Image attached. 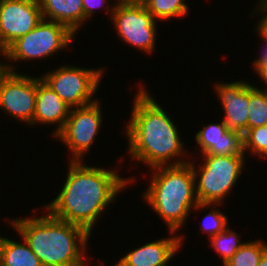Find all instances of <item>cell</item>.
<instances>
[{"label":"cell","instance_id":"cell-1","mask_svg":"<svg viewBox=\"0 0 267 266\" xmlns=\"http://www.w3.org/2000/svg\"><path fill=\"white\" fill-rule=\"evenodd\" d=\"M83 163L69 161L60 192L44 209L57 219L84 228L91 235L98 218L135 178L121 177L118 171L115 172L117 167L111 170Z\"/></svg>","mask_w":267,"mask_h":266},{"label":"cell","instance_id":"cell-2","mask_svg":"<svg viewBox=\"0 0 267 266\" xmlns=\"http://www.w3.org/2000/svg\"><path fill=\"white\" fill-rule=\"evenodd\" d=\"M143 87L140 85L134 96L131 119L124 131L128 155L149 169L189 163L177 125Z\"/></svg>","mask_w":267,"mask_h":266},{"label":"cell","instance_id":"cell-3","mask_svg":"<svg viewBox=\"0 0 267 266\" xmlns=\"http://www.w3.org/2000/svg\"><path fill=\"white\" fill-rule=\"evenodd\" d=\"M43 211L46 214L40 217L10 219L9 225L25 240L42 266H84L89 258L86 252L91 235L84 228Z\"/></svg>","mask_w":267,"mask_h":266},{"label":"cell","instance_id":"cell-4","mask_svg":"<svg viewBox=\"0 0 267 266\" xmlns=\"http://www.w3.org/2000/svg\"><path fill=\"white\" fill-rule=\"evenodd\" d=\"M150 170L152 176L142 194L143 199L166 223L167 230L177 234L198 204L192 165L160 166Z\"/></svg>","mask_w":267,"mask_h":266},{"label":"cell","instance_id":"cell-5","mask_svg":"<svg viewBox=\"0 0 267 266\" xmlns=\"http://www.w3.org/2000/svg\"><path fill=\"white\" fill-rule=\"evenodd\" d=\"M247 155L203 154V164L192 165L198 203L223 204L244 171ZM197 167V168H196ZM243 170V171H242Z\"/></svg>","mask_w":267,"mask_h":266},{"label":"cell","instance_id":"cell-6","mask_svg":"<svg viewBox=\"0 0 267 266\" xmlns=\"http://www.w3.org/2000/svg\"><path fill=\"white\" fill-rule=\"evenodd\" d=\"M74 36L76 35L66 26L42 19L33 30L13 42L1 57L5 58L6 62L8 60V71L16 72L13 63L52 57L54 53L70 46L71 41L73 43L75 39Z\"/></svg>","mask_w":267,"mask_h":266},{"label":"cell","instance_id":"cell-7","mask_svg":"<svg viewBox=\"0 0 267 266\" xmlns=\"http://www.w3.org/2000/svg\"><path fill=\"white\" fill-rule=\"evenodd\" d=\"M105 68H87L63 64L41 76L52 90L70 107L77 108L94 103Z\"/></svg>","mask_w":267,"mask_h":266},{"label":"cell","instance_id":"cell-8","mask_svg":"<svg viewBox=\"0 0 267 266\" xmlns=\"http://www.w3.org/2000/svg\"><path fill=\"white\" fill-rule=\"evenodd\" d=\"M111 21L118 38L147 54L155 52L157 21L143 3H115Z\"/></svg>","mask_w":267,"mask_h":266},{"label":"cell","instance_id":"cell-9","mask_svg":"<svg viewBox=\"0 0 267 266\" xmlns=\"http://www.w3.org/2000/svg\"><path fill=\"white\" fill-rule=\"evenodd\" d=\"M100 103L97 100L87 106L71 108L63 128L54 136L71 151L69 160L84 161L95 142L103 121Z\"/></svg>","mask_w":267,"mask_h":266},{"label":"cell","instance_id":"cell-10","mask_svg":"<svg viewBox=\"0 0 267 266\" xmlns=\"http://www.w3.org/2000/svg\"><path fill=\"white\" fill-rule=\"evenodd\" d=\"M36 78L7 71L0 80V110L8 116L31 125L35 113Z\"/></svg>","mask_w":267,"mask_h":266},{"label":"cell","instance_id":"cell-11","mask_svg":"<svg viewBox=\"0 0 267 266\" xmlns=\"http://www.w3.org/2000/svg\"><path fill=\"white\" fill-rule=\"evenodd\" d=\"M42 19L38 0H0V51L3 53Z\"/></svg>","mask_w":267,"mask_h":266},{"label":"cell","instance_id":"cell-12","mask_svg":"<svg viewBox=\"0 0 267 266\" xmlns=\"http://www.w3.org/2000/svg\"><path fill=\"white\" fill-rule=\"evenodd\" d=\"M214 90L223 109V121L230 130L242 135L248 129L249 83L243 80L216 82Z\"/></svg>","mask_w":267,"mask_h":266},{"label":"cell","instance_id":"cell-13","mask_svg":"<svg viewBox=\"0 0 267 266\" xmlns=\"http://www.w3.org/2000/svg\"><path fill=\"white\" fill-rule=\"evenodd\" d=\"M174 233L176 232L170 231L171 237L155 240L131 250L118 262L122 266H168L169 261L181 249L185 239L182 234Z\"/></svg>","mask_w":267,"mask_h":266},{"label":"cell","instance_id":"cell-14","mask_svg":"<svg viewBox=\"0 0 267 266\" xmlns=\"http://www.w3.org/2000/svg\"><path fill=\"white\" fill-rule=\"evenodd\" d=\"M201 155H245L243 135L230 130L222 120L220 123L204 126L195 135Z\"/></svg>","mask_w":267,"mask_h":266},{"label":"cell","instance_id":"cell-15","mask_svg":"<svg viewBox=\"0 0 267 266\" xmlns=\"http://www.w3.org/2000/svg\"><path fill=\"white\" fill-rule=\"evenodd\" d=\"M70 107L56 94L52 88L36 77V102L33 122L30 126L44 124L55 125L52 136L54 137L64 126L69 117Z\"/></svg>","mask_w":267,"mask_h":266},{"label":"cell","instance_id":"cell-16","mask_svg":"<svg viewBox=\"0 0 267 266\" xmlns=\"http://www.w3.org/2000/svg\"><path fill=\"white\" fill-rule=\"evenodd\" d=\"M42 18L66 26L75 35L83 28V0H38Z\"/></svg>","mask_w":267,"mask_h":266},{"label":"cell","instance_id":"cell-17","mask_svg":"<svg viewBox=\"0 0 267 266\" xmlns=\"http://www.w3.org/2000/svg\"><path fill=\"white\" fill-rule=\"evenodd\" d=\"M17 242L5 237L0 251V266H42L24 239Z\"/></svg>","mask_w":267,"mask_h":266},{"label":"cell","instance_id":"cell-18","mask_svg":"<svg viewBox=\"0 0 267 266\" xmlns=\"http://www.w3.org/2000/svg\"><path fill=\"white\" fill-rule=\"evenodd\" d=\"M143 4L156 20L163 22L184 17L190 11L185 0H145Z\"/></svg>","mask_w":267,"mask_h":266},{"label":"cell","instance_id":"cell-19","mask_svg":"<svg viewBox=\"0 0 267 266\" xmlns=\"http://www.w3.org/2000/svg\"><path fill=\"white\" fill-rule=\"evenodd\" d=\"M267 125V93L249 83L248 129Z\"/></svg>","mask_w":267,"mask_h":266},{"label":"cell","instance_id":"cell-20","mask_svg":"<svg viewBox=\"0 0 267 266\" xmlns=\"http://www.w3.org/2000/svg\"><path fill=\"white\" fill-rule=\"evenodd\" d=\"M266 250L267 242L263 240L245 242L223 266H258Z\"/></svg>","mask_w":267,"mask_h":266},{"label":"cell","instance_id":"cell-21","mask_svg":"<svg viewBox=\"0 0 267 266\" xmlns=\"http://www.w3.org/2000/svg\"><path fill=\"white\" fill-rule=\"evenodd\" d=\"M209 246L221 256L223 265L230 260L236 251L245 243L240 241L239 234L227 227L223 232L211 237Z\"/></svg>","mask_w":267,"mask_h":266},{"label":"cell","instance_id":"cell-22","mask_svg":"<svg viewBox=\"0 0 267 266\" xmlns=\"http://www.w3.org/2000/svg\"><path fill=\"white\" fill-rule=\"evenodd\" d=\"M221 204H201L198 203L192 211H200V209H208L209 212L203 216V222H200V231L208 234V241L211 237L216 236L220 232H223L227 226H229L228 217L220 211V208H216Z\"/></svg>","mask_w":267,"mask_h":266},{"label":"cell","instance_id":"cell-23","mask_svg":"<svg viewBox=\"0 0 267 266\" xmlns=\"http://www.w3.org/2000/svg\"><path fill=\"white\" fill-rule=\"evenodd\" d=\"M243 151L267 158V125L250 128L243 134Z\"/></svg>","mask_w":267,"mask_h":266},{"label":"cell","instance_id":"cell-24","mask_svg":"<svg viewBox=\"0 0 267 266\" xmlns=\"http://www.w3.org/2000/svg\"><path fill=\"white\" fill-rule=\"evenodd\" d=\"M108 1L110 0H83L84 24L88 19L93 17V15L95 14V10L98 8L102 9L104 7L106 9L107 14H110L109 18H111L110 16L113 13L114 5L112 6L111 3L109 4Z\"/></svg>","mask_w":267,"mask_h":266},{"label":"cell","instance_id":"cell-25","mask_svg":"<svg viewBox=\"0 0 267 266\" xmlns=\"http://www.w3.org/2000/svg\"><path fill=\"white\" fill-rule=\"evenodd\" d=\"M255 29L257 30V35H259L261 39H263L261 40L263 41V47H261L263 48V50H261L262 52L259 53L261 55L253 60V62H267V30L259 22L257 23Z\"/></svg>","mask_w":267,"mask_h":266},{"label":"cell","instance_id":"cell-26","mask_svg":"<svg viewBox=\"0 0 267 266\" xmlns=\"http://www.w3.org/2000/svg\"><path fill=\"white\" fill-rule=\"evenodd\" d=\"M252 67L256 74L259 76L260 80L262 79V84L267 87V62H252Z\"/></svg>","mask_w":267,"mask_h":266},{"label":"cell","instance_id":"cell-27","mask_svg":"<svg viewBox=\"0 0 267 266\" xmlns=\"http://www.w3.org/2000/svg\"><path fill=\"white\" fill-rule=\"evenodd\" d=\"M254 12H252L254 15H262L260 17V20L258 22L267 30V4L265 2L261 3L260 5H255ZM257 10V11H256Z\"/></svg>","mask_w":267,"mask_h":266},{"label":"cell","instance_id":"cell-28","mask_svg":"<svg viewBox=\"0 0 267 266\" xmlns=\"http://www.w3.org/2000/svg\"><path fill=\"white\" fill-rule=\"evenodd\" d=\"M7 71H8V68L6 66V63L0 62V80Z\"/></svg>","mask_w":267,"mask_h":266},{"label":"cell","instance_id":"cell-29","mask_svg":"<svg viewBox=\"0 0 267 266\" xmlns=\"http://www.w3.org/2000/svg\"><path fill=\"white\" fill-rule=\"evenodd\" d=\"M258 266H267V250L263 253Z\"/></svg>","mask_w":267,"mask_h":266},{"label":"cell","instance_id":"cell-30","mask_svg":"<svg viewBox=\"0 0 267 266\" xmlns=\"http://www.w3.org/2000/svg\"><path fill=\"white\" fill-rule=\"evenodd\" d=\"M145 0H118V3H144Z\"/></svg>","mask_w":267,"mask_h":266},{"label":"cell","instance_id":"cell-31","mask_svg":"<svg viewBox=\"0 0 267 266\" xmlns=\"http://www.w3.org/2000/svg\"><path fill=\"white\" fill-rule=\"evenodd\" d=\"M87 262V264H86ZM85 265L84 266H88V260L86 259ZM98 266H105V265H98ZM110 266H122L119 262L115 263L114 265H110Z\"/></svg>","mask_w":267,"mask_h":266},{"label":"cell","instance_id":"cell-32","mask_svg":"<svg viewBox=\"0 0 267 266\" xmlns=\"http://www.w3.org/2000/svg\"><path fill=\"white\" fill-rule=\"evenodd\" d=\"M5 237L0 235V251H1V248H2V244H3V241H4Z\"/></svg>","mask_w":267,"mask_h":266},{"label":"cell","instance_id":"cell-33","mask_svg":"<svg viewBox=\"0 0 267 266\" xmlns=\"http://www.w3.org/2000/svg\"><path fill=\"white\" fill-rule=\"evenodd\" d=\"M265 2L267 4V0H258V5H260L261 3Z\"/></svg>","mask_w":267,"mask_h":266}]
</instances>
